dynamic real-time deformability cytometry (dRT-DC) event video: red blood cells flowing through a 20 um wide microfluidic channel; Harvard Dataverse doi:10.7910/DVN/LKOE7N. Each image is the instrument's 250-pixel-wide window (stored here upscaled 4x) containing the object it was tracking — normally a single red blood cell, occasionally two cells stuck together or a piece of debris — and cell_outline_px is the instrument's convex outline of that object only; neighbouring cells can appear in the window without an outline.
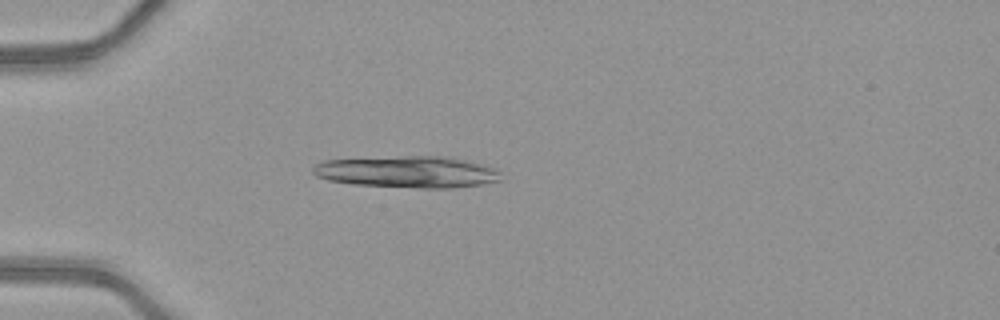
{"species": "common noctule bat (a hibernating species)", "species_latin": "Nyctalus noctula", "temperature_condition": "warm", "stored_images_in_passage": 48, "camera_frame_rate_fps": 3000, "um_per_image_px": 0.085, "animal": {"sex": "female", "body_mass_g": 21.9}, "frame": {"image": 1, "passage_image": 14, "time_ms": 4.333, "image_size_px": [1000, 320], "cell_outline_px": [[500, 180], [484, 184], [452, 188], [420, 188], [352, 184], [328, 180], [316, 176], [312, 172], [312, 168], [316, 164], [324, 160], [404, 156], [452, 156], [484, 164], [496, 168], [500, 172]], "centroid_in_image_um": [34.67, 14.6], "position_along_channel_um": 50.3, "area_um2": 35.03}}